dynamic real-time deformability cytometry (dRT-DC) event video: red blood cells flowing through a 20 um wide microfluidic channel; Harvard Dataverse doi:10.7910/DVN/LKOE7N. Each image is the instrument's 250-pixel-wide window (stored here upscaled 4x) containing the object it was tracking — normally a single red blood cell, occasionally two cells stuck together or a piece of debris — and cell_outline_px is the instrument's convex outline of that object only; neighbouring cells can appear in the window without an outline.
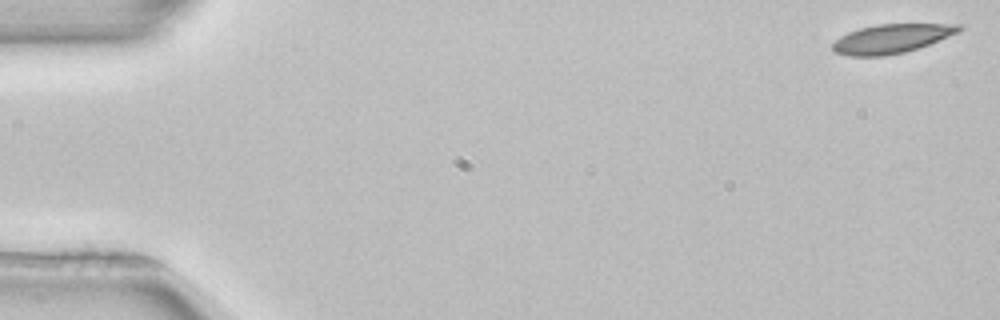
{"species": "common noctule bat (a hibernating species)", "species_latin": "Nyctalus noctula", "temperature_condition": "room temperature", "stored_images_in_passage": 52, "camera_frame_rate_fps": 3000, "um_per_image_px": 0.085, "animal": {"sex": "female", "body_mass_g": 22.7, "forearm_length_mm": 54.2}, "frame": {"image": 1, "passage_image": 1, "time_ms": 0.0, "image_size_px": [1000, 320], "cell_outline_px": [[964, 28], [960, 32], [928, 44], [904, 52], [884, 56], [848, 56], [836, 52], [832, 48], [832, 44], [840, 36], [848, 32], [860, 28], [876, 24], [960, 24]], "centroid_in_image_um": [75.78, 3.28], "position_along_channel_um": 9.2, "area_um2": 21.27}}
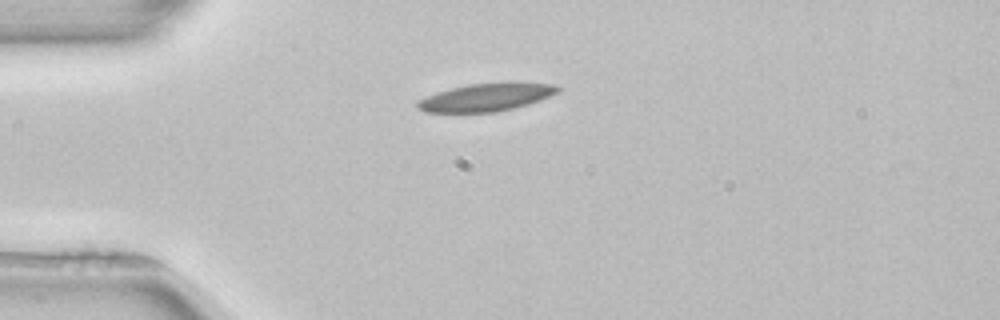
{"frame": {"image": 2, "passage_image": 13, "time_ms": 4.0, "image_size_px": [1000, 320], "cell_outline_px": [[560, 88], [556, 92], [540, 100], [528, 104], [496, 112], [424, 112], [416, 108], [416, 104], [420, 100], [428, 96], [452, 88], [472, 84], [508, 80], [516, 80], [556, 84]], "centroid_in_image_um": [41.4, 8.23], "position_along_channel_um": 43.6, "area_um2": 23.0}}
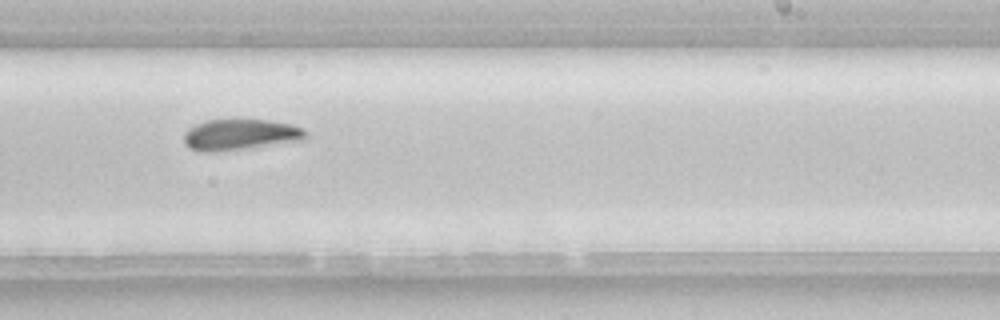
{"frame": {"image": 3, "passage_image": 32, "time_ms": 10.333, "image_size_px": [1000, 320], "cell_outline_px": [[308, 132], [304, 140], [216, 152], [200, 152], [188, 148], [184, 144], [184, 132], [188, 128], [196, 124], [208, 120], [268, 120], [292, 124], [304, 128]], "centroid_in_image_um": [20.41, 11.45], "position_along_channel_um": 268.6, "area_um2": 22.08}, "authors_computed_cell_mechanics": {"area_um2": 21.9351, "velocity_mm_per_s": 3.9234, "shape_relaxation_time_tau1_ms": 4.9883, "shape_relaxation_time_tau2_ms": null, "deformation_change_tau1": 0.1128, "deformation_change_tau2": null}}